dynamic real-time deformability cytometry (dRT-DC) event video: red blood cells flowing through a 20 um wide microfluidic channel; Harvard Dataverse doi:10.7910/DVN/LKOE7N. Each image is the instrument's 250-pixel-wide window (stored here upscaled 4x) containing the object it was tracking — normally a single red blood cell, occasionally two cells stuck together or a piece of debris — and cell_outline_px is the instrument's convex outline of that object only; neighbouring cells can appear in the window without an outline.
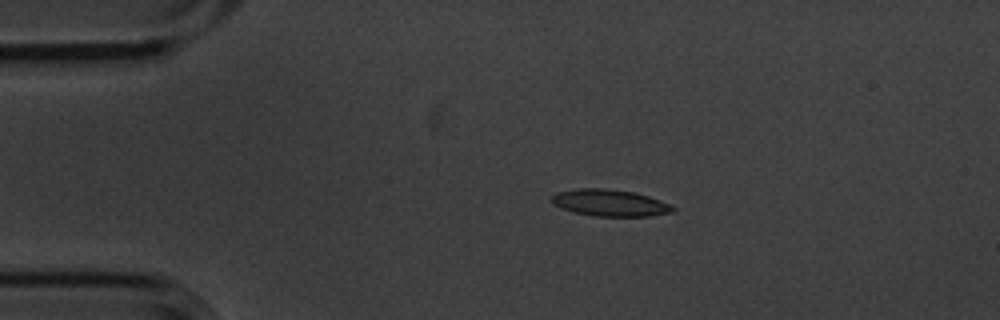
{"species": "common noctule bat (a hibernating species)", "species_latin": "Nyctalus noctula", "temperature_condition": "cold", "stored_images_in_passage": 8, "camera_frame_rate_fps": 3000, "um_per_image_px": 0.085, "animal": {"sex": "male", "body_mass_g": 20.1, "forearm_length_mm": 53.5}, "frame": {"image": 1, "passage_image": 3, "time_ms": 0.667, "image_size_px": [1000, 320], "cell_outline_px": [[676, 208], [672, 212], [652, 216], [592, 216], [572, 212], [560, 208], [552, 204], [548, 200], [556, 192], [576, 188], [604, 188], [636, 192], [672, 204]], "centroid_in_image_um": [51.8, 17.24], "position_along_channel_um": 33.2, "area_um2": 19.31}}
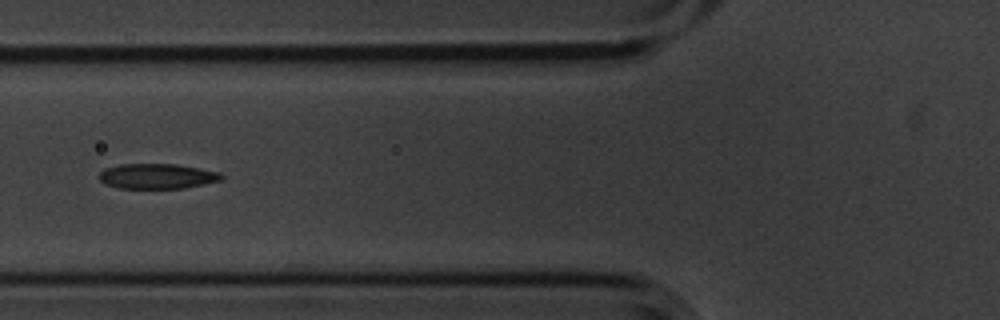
{"frame": {"image": 2, "passage_image": 6, "time_ms": 1.667, "image_size_px": [1000, 320], "cell_outline_px": [[224, 176], [220, 180], [204, 184], [184, 188], [116, 188], [104, 184], [96, 176], [104, 168], [120, 164], [176, 164], [220, 172]], "centroid_in_image_um": [13.3, 14.98], "position_along_channel_um": 112.5, "area_um2": 18.03}}
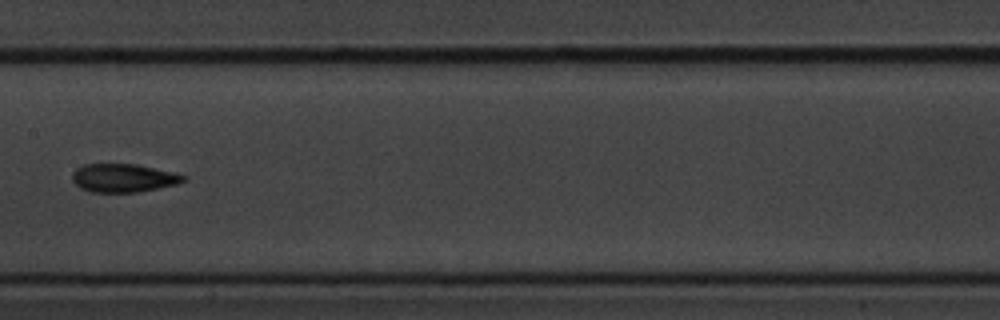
{"frame": {"image": 3, "passage_image": 8, "time_ms": 2.333, "image_size_px": [1000, 320], "cell_outline_px": [[188, 180], [176, 184], [136, 192], [92, 192], [80, 188], [72, 180], [72, 172], [76, 168], [84, 164], [136, 164], [172, 172], [184, 176]], "centroid_in_image_um": [10.44, 15.12], "position_along_channel_um": 197.0, "area_um2": 18.21}}